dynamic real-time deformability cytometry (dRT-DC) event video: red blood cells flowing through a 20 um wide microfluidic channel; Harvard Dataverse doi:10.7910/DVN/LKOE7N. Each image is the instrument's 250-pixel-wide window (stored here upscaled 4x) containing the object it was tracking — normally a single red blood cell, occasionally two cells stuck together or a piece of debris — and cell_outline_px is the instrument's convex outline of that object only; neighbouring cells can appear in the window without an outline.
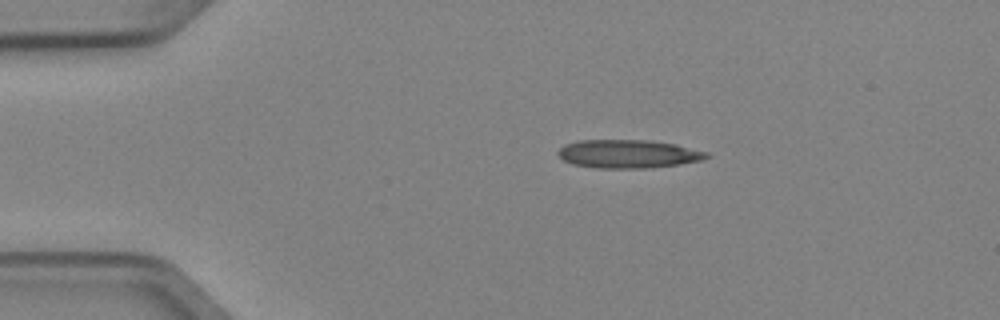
{"species": "Egyptian fruit bat (a non-hibernating species)", "species_latin": "Rousettus aegyptiacus", "temperature_condition": "cold", "stored_images_in_passage": 6, "camera_frame_rate_fps": 3000, "um_per_image_px": 0.085, "animal": {"sex": "female"}, "frame": {"image": 1, "passage_image": 6, "time_ms": 1.667, "image_size_px": [1000, 320], "cell_outline_px": [[712, 156], [700, 160], [680, 164], [648, 168], [596, 168], [572, 164], [564, 160], [556, 152], [564, 144], [580, 140], [652, 140], [676, 144], [708, 152]], "centroid_in_image_um": [53.41, 13.08], "position_along_channel_um": 31.6, "area_um2": 24.68}}